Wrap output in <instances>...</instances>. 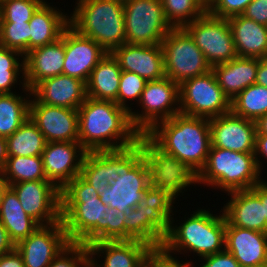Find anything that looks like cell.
I'll return each mask as SVG.
<instances>
[{
  "mask_svg": "<svg viewBox=\"0 0 267 267\" xmlns=\"http://www.w3.org/2000/svg\"><path fill=\"white\" fill-rule=\"evenodd\" d=\"M143 137L160 174L187 185L205 166L211 147L209 118L182 113L157 123Z\"/></svg>",
  "mask_w": 267,
  "mask_h": 267,
  "instance_id": "cell-1",
  "label": "cell"
},
{
  "mask_svg": "<svg viewBox=\"0 0 267 267\" xmlns=\"http://www.w3.org/2000/svg\"><path fill=\"white\" fill-rule=\"evenodd\" d=\"M77 110L79 143L87 152L127 148L142 138L129 111L114 101L87 97Z\"/></svg>",
  "mask_w": 267,
  "mask_h": 267,
  "instance_id": "cell-2",
  "label": "cell"
},
{
  "mask_svg": "<svg viewBox=\"0 0 267 267\" xmlns=\"http://www.w3.org/2000/svg\"><path fill=\"white\" fill-rule=\"evenodd\" d=\"M61 221L70 243L89 246L106 241V205L80 175L61 191Z\"/></svg>",
  "mask_w": 267,
  "mask_h": 267,
  "instance_id": "cell-3",
  "label": "cell"
},
{
  "mask_svg": "<svg viewBox=\"0 0 267 267\" xmlns=\"http://www.w3.org/2000/svg\"><path fill=\"white\" fill-rule=\"evenodd\" d=\"M118 178L100 195L104 205L123 212L135 208L141 196L160 175L158 165L142 137L136 144L118 149Z\"/></svg>",
  "mask_w": 267,
  "mask_h": 267,
  "instance_id": "cell-4",
  "label": "cell"
},
{
  "mask_svg": "<svg viewBox=\"0 0 267 267\" xmlns=\"http://www.w3.org/2000/svg\"><path fill=\"white\" fill-rule=\"evenodd\" d=\"M69 24L111 53L126 43L123 0H78Z\"/></svg>",
  "mask_w": 267,
  "mask_h": 267,
  "instance_id": "cell-5",
  "label": "cell"
},
{
  "mask_svg": "<svg viewBox=\"0 0 267 267\" xmlns=\"http://www.w3.org/2000/svg\"><path fill=\"white\" fill-rule=\"evenodd\" d=\"M225 228L223 212L221 216H214L200 209L178 227L169 222L162 246L170 253L187 249L203 258L225 250Z\"/></svg>",
  "mask_w": 267,
  "mask_h": 267,
  "instance_id": "cell-6",
  "label": "cell"
},
{
  "mask_svg": "<svg viewBox=\"0 0 267 267\" xmlns=\"http://www.w3.org/2000/svg\"><path fill=\"white\" fill-rule=\"evenodd\" d=\"M259 174L254 153L210 147L205 166L188 186L192 183H206L228 193L249 190L262 181Z\"/></svg>",
  "mask_w": 267,
  "mask_h": 267,
  "instance_id": "cell-7",
  "label": "cell"
},
{
  "mask_svg": "<svg viewBox=\"0 0 267 267\" xmlns=\"http://www.w3.org/2000/svg\"><path fill=\"white\" fill-rule=\"evenodd\" d=\"M188 185L180 178L159 175L141 196L136 208L143 214V242L162 246L172 222V202ZM177 195V196H176Z\"/></svg>",
  "mask_w": 267,
  "mask_h": 267,
  "instance_id": "cell-8",
  "label": "cell"
},
{
  "mask_svg": "<svg viewBox=\"0 0 267 267\" xmlns=\"http://www.w3.org/2000/svg\"><path fill=\"white\" fill-rule=\"evenodd\" d=\"M161 46L165 76L178 85L212 70L202 51L183 28H173Z\"/></svg>",
  "mask_w": 267,
  "mask_h": 267,
  "instance_id": "cell-9",
  "label": "cell"
},
{
  "mask_svg": "<svg viewBox=\"0 0 267 267\" xmlns=\"http://www.w3.org/2000/svg\"><path fill=\"white\" fill-rule=\"evenodd\" d=\"M126 43L161 44L173 29L161 0H123Z\"/></svg>",
  "mask_w": 267,
  "mask_h": 267,
  "instance_id": "cell-10",
  "label": "cell"
},
{
  "mask_svg": "<svg viewBox=\"0 0 267 267\" xmlns=\"http://www.w3.org/2000/svg\"><path fill=\"white\" fill-rule=\"evenodd\" d=\"M139 103L144 111L142 114L130 111L133 127L143 137L157 123L168 120L180 113L179 85L168 77L148 81L140 96ZM177 105L174 107L173 105Z\"/></svg>",
  "mask_w": 267,
  "mask_h": 267,
  "instance_id": "cell-11",
  "label": "cell"
},
{
  "mask_svg": "<svg viewBox=\"0 0 267 267\" xmlns=\"http://www.w3.org/2000/svg\"><path fill=\"white\" fill-rule=\"evenodd\" d=\"M180 113L213 118L231 111V101L223 93L212 70L179 85Z\"/></svg>",
  "mask_w": 267,
  "mask_h": 267,
  "instance_id": "cell-12",
  "label": "cell"
},
{
  "mask_svg": "<svg viewBox=\"0 0 267 267\" xmlns=\"http://www.w3.org/2000/svg\"><path fill=\"white\" fill-rule=\"evenodd\" d=\"M213 67L237 57L228 19L215 17L207 11L182 27Z\"/></svg>",
  "mask_w": 267,
  "mask_h": 267,
  "instance_id": "cell-13",
  "label": "cell"
},
{
  "mask_svg": "<svg viewBox=\"0 0 267 267\" xmlns=\"http://www.w3.org/2000/svg\"><path fill=\"white\" fill-rule=\"evenodd\" d=\"M10 187L17 194L23 210L40 226L61 220L60 190L51 181H24Z\"/></svg>",
  "mask_w": 267,
  "mask_h": 267,
  "instance_id": "cell-14",
  "label": "cell"
},
{
  "mask_svg": "<svg viewBox=\"0 0 267 267\" xmlns=\"http://www.w3.org/2000/svg\"><path fill=\"white\" fill-rule=\"evenodd\" d=\"M70 241L60 220L51 225L39 226L15 246L23 258L24 267H48Z\"/></svg>",
  "mask_w": 267,
  "mask_h": 267,
  "instance_id": "cell-15",
  "label": "cell"
},
{
  "mask_svg": "<svg viewBox=\"0 0 267 267\" xmlns=\"http://www.w3.org/2000/svg\"><path fill=\"white\" fill-rule=\"evenodd\" d=\"M29 118L47 142H79L77 109L46 105L34 98L29 103Z\"/></svg>",
  "mask_w": 267,
  "mask_h": 267,
  "instance_id": "cell-16",
  "label": "cell"
},
{
  "mask_svg": "<svg viewBox=\"0 0 267 267\" xmlns=\"http://www.w3.org/2000/svg\"><path fill=\"white\" fill-rule=\"evenodd\" d=\"M86 153L79 142H47L41 155L47 180L61 191L80 175Z\"/></svg>",
  "mask_w": 267,
  "mask_h": 267,
  "instance_id": "cell-17",
  "label": "cell"
},
{
  "mask_svg": "<svg viewBox=\"0 0 267 267\" xmlns=\"http://www.w3.org/2000/svg\"><path fill=\"white\" fill-rule=\"evenodd\" d=\"M211 147L234 152L254 153L256 123L232 111L209 119Z\"/></svg>",
  "mask_w": 267,
  "mask_h": 267,
  "instance_id": "cell-18",
  "label": "cell"
},
{
  "mask_svg": "<svg viewBox=\"0 0 267 267\" xmlns=\"http://www.w3.org/2000/svg\"><path fill=\"white\" fill-rule=\"evenodd\" d=\"M105 51L93 39L80 35L70 25L65 29L63 73L87 83L93 68L105 56Z\"/></svg>",
  "mask_w": 267,
  "mask_h": 267,
  "instance_id": "cell-19",
  "label": "cell"
},
{
  "mask_svg": "<svg viewBox=\"0 0 267 267\" xmlns=\"http://www.w3.org/2000/svg\"><path fill=\"white\" fill-rule=\"evenodd\" d=\"M111 53L119 62L122 71L136 73L147 82L165 77L161 44L125 43L116 47Z\"/></svg>",
  "mask_w": 267,
  "mask_h": 267,
  "instance_id": "cell-20",
  "label": "cell"
},
{
  "mask_svg": "<svg viewBox=\"0 0 267 267\" xmlns=\"http://www.w3.org/2000/svg\"><path fill=\"white\" fill-rule=\"evenodd\" d=\"M65 57V30L57 41L35 48L24 57L25 91L31 89L42 80L55 77L63 73Z\"/></svg>",
  "mask_w": 267,
  "mask_h": 267,
  "instance_id": "cell-21",
  "label": "cell"
},
{
  "mask_svg": "<svg viewBox=\"0 0 267 267\" xmlns=\"http://www.w3.org/2000/svg\"><path fill=\"white\" fill-rule=\"evenodd\" d=\"M225 249L241 267H267V233L232 226L226 221Z\"/></svg>",
  "mask_w": 267,
  "mask_h": 267,
  "instance_id": "cell-22",
  "label": "cell"
},
{
  "mask_svg": "<svg viewBox=\"0 0 267 267\" xmlns=\"http://www.w3.org/2000/svg\"><path fill=\"white\" fill-rule=\"evenodd\" d=\"M29 94L40 103L71 109H78L87 98L86 83L64 74L42 80Z\"/></svg>",
  "mask_w": 267,
  "mask_h": 267,
  "instance_id": "cell-23",
  "label": "cell"
},
{
  "mask_svg": "<svg viewBox=\"0 0 267 267\" xmlns=\"http://www.w3.org/2000/svg\"><path fill=\"white\" fill-rule=\"evenodd\" d=\"M228 194H231V200L223 208L226 221L232 226L267 233V222L260 198L251 189Z\"/></svg>",
  "mask_w": 267,
  "mask_h": 267,
  "instance_id": "cell-24",
  "label": "cell"
},
{
  "mask_svg": "<svg viewBox=\"0 0 267 267\" xmlns=\"http://www.w3.org/2000/svg\"><path fill=\"white\" fill-rule=\"evenodd\" d=\"M151 247L138 240L101 241L88 246L91 256L90 267H140ZM105 252L103 265L93 258ZM94 255V256H93ZM96 263V264H95Z\"/></svg>",
  "mask_w": 267,
  "mask_h": 267,
  "instance_id": "cell-25",
  "label": "cell"
},
{
  "mask_svg": "<svg viewBox=\"0 0 267 267\" xmlns=\"http://www.w3.org/2000/svg\"><path fill=\"white\" fill-rule=\"evenodd\" d=\"M238 57H267V26L242 15L227 18Z\"/></svg>",
  "mask_w": 267,
  "mask_h": 267,
  "instance_id": "cell-26",
  "label": "cell"
},
{
  "mask_svg": "<svg viewBox=\"0 0 267 267\" xmlns=\"http://www.w3.org/2000/svg\"><path fill=\"white\" fill-rule=\"evenodd\" d=\"M258 58L236 57L233 60L212 67L219 86L230 99L236 97L248 86L255 84Z\"/></svg>",
  "mask_w": 267,
  "mask_h": 267,
  "instance_id": "cell-27",
  "label": "cell"
},
{
  "mask_svg": "<svg viewBox=\"0 0 267 267\" xmlns=\"http://www.w3.org/2000/svg\"><path fill=\"white\" fill-rule=\"evenodd\" d=\"M69 25L68 16L44 2L29 21V51L57 41Z\"/></svg>",
  "mask_w": 267,
  "mask_h": 267,
  "instance_id": "cell-28",
  "label": "cell"
},
{
  "mask_svg": "<svg viewBox=\"0 0 267 267\" xmlns=\"http://www.w3.org/2000/svg\"><path fill=\"white\" fill-rule=\"evenodd\" d=\"M117 171L118 149L93 151L86 153L80 176L101 195L118 178Z\"/></svg>",
  "mask_w": 267,
  "mask_h": 267,
  "instance_id": "cell-29",
  "label": "cell"
},
{
  "mask_svg": "<svg viewBox=\"0 0 267 267\" xmlns=\"http://www.w3.org/2000/svg\"><path fill=\"white\" fill-rule=\"evenodd\" d=\"M121 72L117 59L107 52L90 74L86 83L87 97L117 104Z\"/></svg>",
  "mask_w": 267,
  "mask_h": 267,
  "instance_id": "cell-30",
  "label": "cell"
},
{
  "mask_svg": "<svg viewBox=\"0 0 267 267\" xmlns=\"http://www.w3.org/2000/svg\"><path fill=\"white\" fill-rule=\"evenodd\" d=\"M0 222L6 228L15 245L40 226L23 210L17 194L10 186L5 190L2 198Z\"/></svg>",
  "mask_w": 267,
  "mask_h": 267,
  "instance_id": "cell-31",
  "label": "cell"
},
{
  "mask_svg": "<svg viewBox=\"0 0 267 267\" xmlns=\"http://www.w3.org/2000/svg\"><path fill=\"white\" fill-rule=\"evenodd\" d=\"M6 140L8 157L41 156L47 143L44 135L30 118Z\"/></svg>",
  "mask_w": 267,
  "mask_h": 267,
  "instance_id": "cell-32",
  "label": "cell"
},
{
  "mask_svg": "<svg viewBox=\"0 0 267 267\" xmlns=\"http://www.w3.org/2000/svg\"><path fill=\"white\" fill-rule=\"evenodd\" d=\"M231 111L256 122L267 113V87L257 83L248 86L231 100Z\"/></svg>",
  "mask_w": 267,
  "mask_h": 267,
  "instance_id": "cell-33",
  "label": "cell"
},
{
  "mask_svg": "<svg viewBox=\"0 0 267 267\" xmlns=\"http://www.w3.org/2000/svg\"><path fill=\"white\" fill-rule=\"evenodd\" d=\"M0 171L9 186L24 181L47 180L42 156L8 157Z\"/></svg>",
  "mask_w": 267,
  "mask_h": 267,
  "instance_id": "cell-34",
  "label": "cell"
},
{
  "mask_svg": "<svg viewBox=\"0 0 267 267\" xmlns=\"http://www.w3.org/2000/svg\"><path fill=\"white\" fill-rule=\"evenodd\" d=\"M29 103L14 93L0 94V136L9 137L29 118Z\"/></svg>",
  "mask_w": 267,
  "mask_h": 267,
  "instance_id": "cell-35",
  "label": "cell"
},
{
  "mask_svg": "<svg viewBox=\"0 0 267 267\" xmlns=\"http://www.w3.org/2000/svg\"><path fill=\"white\" fill-rule=\"evenodd\" d=\"M161 2L165 17L173 28H182L207 11L200 0H161Z\"/></svg>",
  "mask_w": 267,
  "mask_h": 267,
  "instance_id": "cell-36",
  "label": "cell"
},
{
  "mask_svg": "<svg viewBox=\"0 0 267 267\" xmlns=\"http://www.w3.org/2000/svg\"><path fill=\"white\" fill-rule=\"evenodd\" d=\"M29 40V22H0V46L20 52L24 59Z\"/></svg>",
  "mask_w": 267,
  "mask_h": 267,
  "instance_id": "cell-37",
  "label": "cell"
},
{
  "mask_svg": "<svg viewBox=\"0 0 267 267\" xmlns=\"http://www.w3.org/2000/svg\"><path fill=\"white\" fill-rule=\"evenodd\" d=\"M17 55L23 56L16 50L0 46V94L13 93L10 89L17 82L19 73L23 71L24 77V59L20 64Z\"/></svg>",
  "mask_w": 267,
  "mask_h": 267,
  "instance_id": "cell-38",
  "label": "cell"
},
{
  "mask_svg": "<svg viewBox=\"0 0 267 267\" xmlns=\"http://www.w3.org/2000/svg\"><path fill=\"white\" fill-rule=\"evenodd\" d=\"M43 0H6L0 2V22H29Z\"/></svg>",
  "mask_w": 267,
  "mask_h": 267,
  "instance_id": "cell-39",
  "label": "cell"
},
{
  "mask_svg": "<svg viewBox=\"0 0 267 267\" xmlns=\"http://www.w3.org/2000/svg\"><path fill=\"white\" fill-rule=\"evenodd\" d=\"M146 82L145 79L136 73L122 71L119 82L117 105L130 112L131 108L128 107V104L126 105V100H139Z\"/></svg>",
  "mask_w": 267,
  "mask_h": 267,
  "instance_id": "cell-40",
  "label": "cell"
},
{
  "mask_svg": "<svg viewBox=\"0 0 267 267\" xmlns=\"http://www.w3.org/2000/svg\"><path fill=\"white\" fill-rule=\"evenodd\" d=\"M83 265L84 267H90L91 265L88 246L70 243L53 259L48 267H83Z\"/></svg>",
  "mask_w": 267,
  "mask_h": 267,
  "instance_id": "cell-41",
  "label": "cell"
},
{
  "mask_svg": "<svg viewBox=\"0 0 267 267\" xmlns=\"http://www.w3.org/2000/svg\"><path fill=\"white\" fill-rule=\"evenodd\" d=\"M253 0H213L207 7V12L215 17L230 18L235 15H242L246 7Z\"/></svg>",
  "mask_w": 267,
  "mask_h": 267,
  "instance_id": "cell-42",
  "label": "cell"
},
{
  "mask_svg": "<svg viewBox=\"0 0 267 267\" xmlns=\"http://www.w3.org/2000/svg\"><path fill=\"white\" fill-rule=\"evenodd\" d=\"M124 240H138L143 242V214L136 207L124 209Z\"/></svg>",
  "mask_w": 267,
  "mask_h": 267,
  "instance_id": "cell-43",
  "label": "cell"
},
{
  "mask_svg": "<svg viewBox=\"0 0 267 267\" xmlns=\"http://www.w3.org/2000/svg\"><path fill=\"white\" fill-rule=\"evenodd\" d=\"M106 241L124 240V212L107 207Z\"/></svg>",
  "mask_w": 267,
  "mask_h": 267,
  "instance_id": "cell-44",
  "label": "cell"
},
{
  "mask_svg": "<svg viewBox=\"0 0 267 267\" xmlns=\"http://www.w3.org/2000/svg\"><path fill=\"white\" fill-rule=\"evenodd\" d=\"M163 246L151 247L148 250L146 260L153 267H190L191 262L180 263Z\"/></svg>",
  "mask_w": 267,
  "mask_h": 267,
  "instance_id": "cell-45",
  "label": "cell"
},
{
  "mask_svg": "<svg viewBox=\"0 0 267 267\" xmlns=\"http://www.w3.org/2000/svg\"><path fill=\"white\" fill-rule=\"evenodd\" d=\"M201 259L205 260L201 267H241L234 256L226 249Z\"/></svg>",
  "mask_w": 267,
  "mask_h": 267,
  "instance_id": "cell-46",
  "label": "cell"
},
{
  "mask_svg": "<svg viewBox=\"0 0 267 267\" xmlns=\"http://www.w3.org/2000/svg\"><path fill=\"white\" fill-rule=\"evenodd\" d=\"M242 16L267 26V0H253Z\"/></svg>",
  "mask_w": 267,
  "mask_h": 267,
  "instance_id": "cell-47",
  "label": "cell"
},
{
  "mask_svg": "<svg viewBox=\"0 0 267 267\" xmlns=\"http://www.w3.org/2000/svg\"><path fill=\"white\" fill-rule=\"evenodd\" d=\"M0 267H24L23 258L16 248L0 256Z\"/></svg>",
  "mask_w": 267,
  "mask_h": 267,
  "instance_id": "cell-48",
  "label": "cell"
},
{
  "mask_svg": "<svg viewBox=\"0 0 267 267\" xmlns=\"http://www.w3.org/2000/svg\"><path fill=\"white\" fill-rule=\"evenodd\" d=\"M14 242L10 239L9 234L3 224L0 222V256L15 249Z\"/></svg>",
  "mask_w": 267,
  "mask_h": 267,
  "instance_id": "cell-49",
  "label": "cell"
},
{
  "mask_svg": "<svg viewBox=\"0 0 267 267\" xmlns=\"http://www.w3.org/2000/svg\"><path fill=\"white\" fill-rule=\"evenodd\" d=\"M261 155V157H265L267 159V135H256V142H255V158L256 162L259 168V171L261 172V162L258 160V155Z\"/></svg>",
  "mask_w": 267,
  "mask_h": 267,
  "instance_id": "cell-50",
  "label": "cell"
},
{
  "mask_svg": "<svg viewBox=\"0 0 267 267\" xmlns=\"http://www.w3.org/2000/svg\"><path fill=\"white\" fill-rule=\"evenodd\" d=\"M251 190L260 198L263 205L264 216L267 222V182L262 180L255 184Z\"/></svg>",
  "mask_w": 267,
  "mask_h": 267,
  "instance_id": "cell-51",
  "label": "cell"
},
{
  "mask_svg": "<svg viewBox=\"0 0 267 267\" xmlns=\"http://www.w3.org/2000/svg\"><path fill=\"white\" fill-rule=\"evenodd\" d=\"M255 83L267 87V57L262 59L258 58V68Z\"/></svg>",
  "mask_w": 267,
  "mask_h": 267,
  "instance_id": "cell-52",
  "label": "cell"
},
{
  "mask_svg": "<svg viewBox=\"0 0 267 267\" xmlns=\"http://www.w3.org/2000/svg\"><path fill=\"white\" fill-rule=\"evenodd\" d=\"M8 158L7 140L5 137L0 136V170L6 164Z\"/></svg>",
  "mask_w": 267,
  "mask_h": 267,
  "instance_id": "cell-53",
  "label": "cell"
},
{
  "mask_svg": "<svg viewBox=\"0 0 267 267\" xmlns=\"http://www.w3.org/2000/svg\"><path fill=\"white\" fill-rule=\"evenodd\" d=\"M255 123L256 135H267V113L261 116Z\"/></svg>",
  "mask_w": 267,
  "mask_h": 267,
  "instance_id": "cell-54",
  "label": "cell"
},
{
  "mask_svg": "<svg viewBox=\"0 0 267 267\" xmlns=\"http://www.w3.org/2000/svg\"><path fill=\"white\" fill-rule=\"evenodd\" d=\"M9 187L0 171V207L5 190Z\"/></svg>",
  "mask_w": 267,
  "mask_h": 267,
  "instance_id": "cell-55",
  "label": "cell"
},
{
  "mask_svg": "<svg viewBox=\"0 0 267 267\" xmlns=\"http://www.w3.org/2000/svg\"><path fill=\"white\" fill-rule=\"evenodd\" d=\"M140 267H153L146 259L142 262Z\"/></svg>",
  "mask_w": 267,
  "mask_h": 267,
  "instance_id": "cell-56",
  "label": "cell"
},
{
  "mask_svg": "<svg viewBox=\"0 0 267 267\" xmlns=\"http://www.w3.org/2000/svg\"><path fill=\"white\" fill-rule=\"evenodd\" d=\"M203 4H204V6L207 8L211 3H212V1L213 0H200Z\"/></svg>",
  "mask_w": 267,
  "mask_h": 267,
  "instance_id": "cell-57",
  "label": "cell"
}]
</instances>
